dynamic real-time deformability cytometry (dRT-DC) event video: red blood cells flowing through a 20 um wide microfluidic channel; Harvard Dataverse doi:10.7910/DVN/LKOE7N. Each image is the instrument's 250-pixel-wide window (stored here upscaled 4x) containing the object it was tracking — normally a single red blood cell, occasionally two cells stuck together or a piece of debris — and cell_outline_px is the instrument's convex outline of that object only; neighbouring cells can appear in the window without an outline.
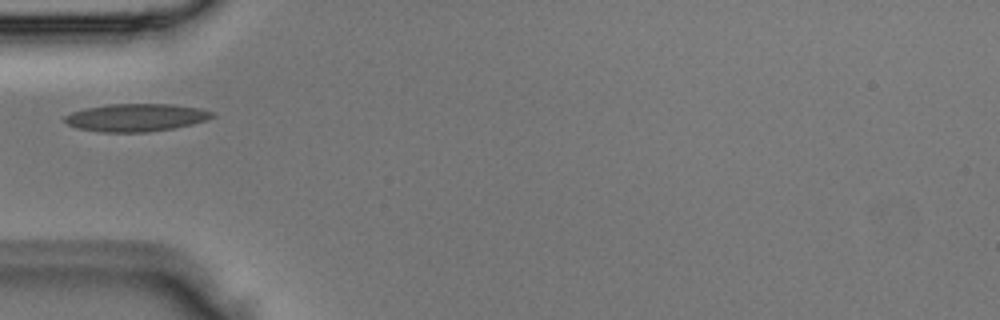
{"species": "Egyptian fruit bat (a non-hibernating species)", "species_latin": "Rousettus aegyptiacus", "temperature_condition": "room temperature", "stored_images_in_passage": 4, "camera_frame_rate_fps": 3000, "um_per_image_px": 0.085, "animal": {"sex": "male"}, "frame": {"image": 1, "passage_image": 4, "time_ms": 1.0, "image_size_px": [1000, 320], "cell_outline_px": [[216, 116], [208, 120], [192, 124], [172, 128], [148, 132], [100, 132], [76, 128], [68, 124], [64, 120], [64, 116], [72, 112], [84, 108], [108, 104], [172, 104], [200, 108], [216, 112]], "centroid_in_image_um": [11.59, 9.99], "position_along_channel_um": 73.4, "area_um2": 24.04}}